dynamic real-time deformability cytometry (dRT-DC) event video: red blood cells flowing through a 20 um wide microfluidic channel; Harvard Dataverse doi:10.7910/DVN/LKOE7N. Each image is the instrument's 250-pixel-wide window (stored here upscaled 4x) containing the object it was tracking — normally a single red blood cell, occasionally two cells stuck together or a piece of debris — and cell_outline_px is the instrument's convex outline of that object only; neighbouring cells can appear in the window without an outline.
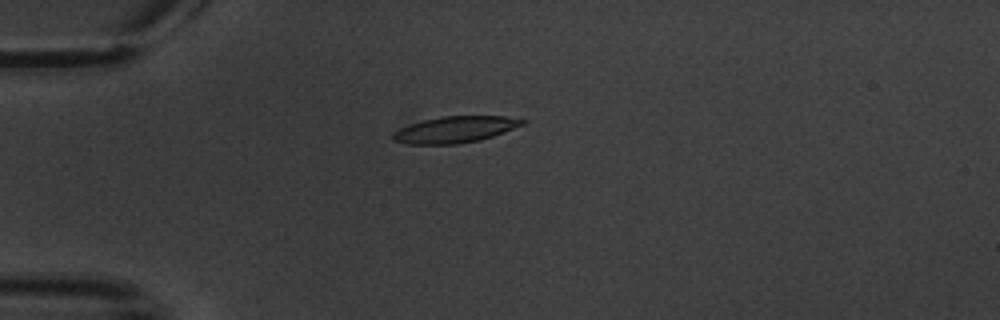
{"species": "common noctule bat (a hibernating species)", "species_latin": "Nyctalus noctula", "temperature_condition": "warm", "stored_images_in_passage": 8, "camera_frame_rate_fps": 3000, "um_per_image_px": 0.085, "animal": {"sex": "male", "body_mass_g": 20.1, "forearm_length_mm": 53.5}, "frame": {"image": 1, "passage_image": 5, "time_ms": 4.667, "image_size_px": [1000, 320], "cell_outline_px": [[528, 120], [524, 124], [504, 132], [480, 140], [456, 144], [408, 144], [392, 140], [392, 132], [408, 124], [440, 116], [504, 116]], "centroid_in_image_um": [38.66, 11.01], "position_along_channel_um": 46.3, "area_um2": 19.94}}
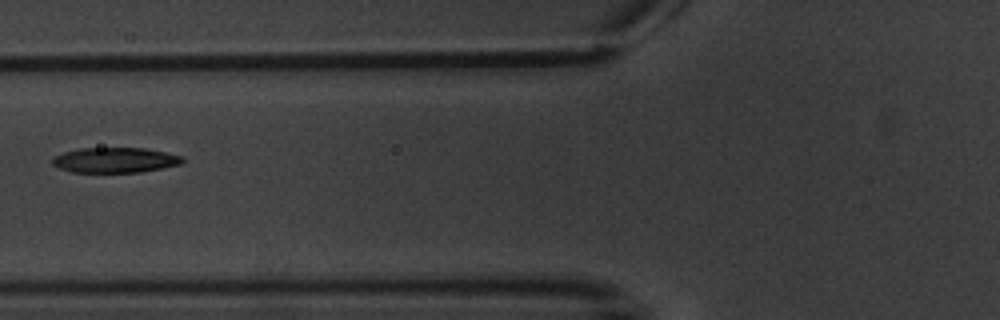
{"frame": {"image": 2, "passage_image": 7, "time_ms": 7.333, "image_size_px": [1000, 320], "cell_outline_px": [[184, 160], [180, 164], [140, 172], [72, 172], [60, 168], [52, 164], [52, 160], [56, 156], [64, 152], [80, 148], [144, 148], [184, 156]], "centroid_in_image_um": [9.78, 13.6], "position_along_channel_um": 116.0, "area_um2": 18.9}}
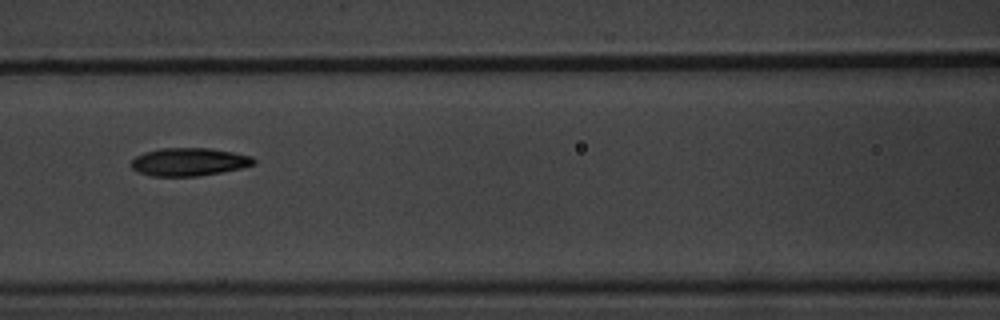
{"frame": {"image": 3, "passage_image": 8, "time_ms": 8.333, "image_size_px": [1000, 320], "cell_outline_px": [[256, 164], [240, 168], [220, 172], [196, 176], [152, 176], [140, 172], [132, 168], [128, 164], [136, 156], [144, 152], [160, 148], [208, 148], [232, 152], [252, 156], [256, 160]], "centroid_in_image_um": [16.05, 13.75], "position_along_channel_um": 150.6, "area_um2": 19.94}}